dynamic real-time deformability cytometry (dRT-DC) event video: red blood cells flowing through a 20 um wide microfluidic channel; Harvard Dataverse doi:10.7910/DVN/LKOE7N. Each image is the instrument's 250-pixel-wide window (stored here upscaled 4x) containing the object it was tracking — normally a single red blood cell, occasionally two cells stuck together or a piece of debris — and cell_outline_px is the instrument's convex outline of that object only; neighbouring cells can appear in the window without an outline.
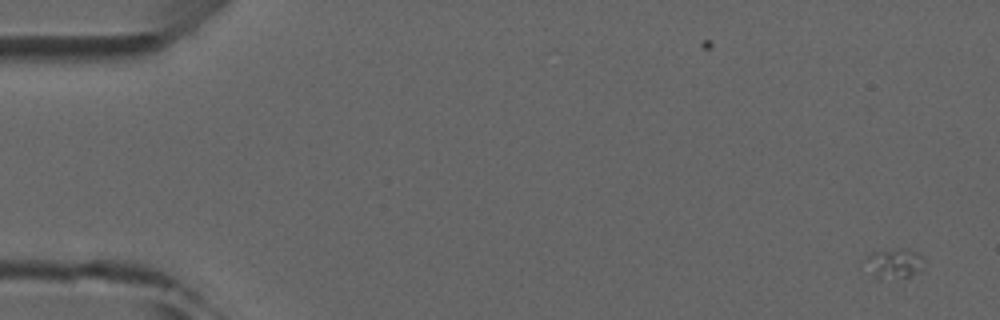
{"species": "common noctule bat (a hibernating species)", "species_latin": "Nyctalus noctula", "temperature_condition": "room temperature", "stored_images_in_passage": 4, "camera_frame_rate_fps": 3000, "um_per_image_px": 0.085, "animal": {"sex": "male", "forearm_length_mm": 52.5}, "frame": {"image": 1, "passage_image": 1, "time_ms": 0.0, "image_size_px": [1000, 320], "cell_outline_px": [[924, 268], [920, 272], [908, 276], [880, 280], [876, 280], [864, 260], [864, 256], [872, 252], [900, 248], [908, 248], [924, 256]], "centroid_in_image_um": [76.03, 22.38], "position_along_channel_um": 9.0, "area_um2": 10.58}}